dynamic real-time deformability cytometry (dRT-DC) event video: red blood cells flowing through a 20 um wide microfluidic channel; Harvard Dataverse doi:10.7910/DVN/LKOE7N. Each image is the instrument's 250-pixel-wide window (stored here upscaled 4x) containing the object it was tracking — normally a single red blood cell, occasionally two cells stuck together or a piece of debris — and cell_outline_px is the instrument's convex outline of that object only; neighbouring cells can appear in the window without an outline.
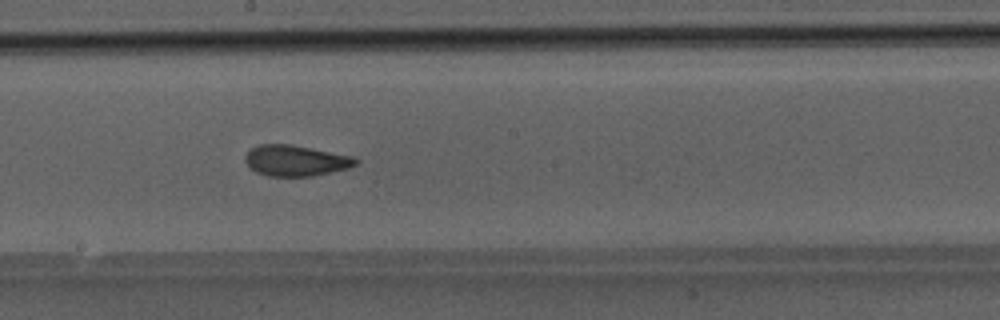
{"species": "Egyptian fruit bat (a non-hibernating species)", "species_latin": "Rousettus aegyptiacus", "temperature_condition": "room temperature", "stored_images_in_passage": 25, "camera_frame_rate_fps": 3000, "um_per_image_px": 0.085, "animal": {"sex": "male"}, "frame": {"image": 1, "passage_image": 15, "time_ms": 4.667, "image_size_px": [1000, 320], "cell_outline_px": [[360, 160], [356, 164], [348, 168], [312, 176], [268, 176], [256, 172], [244, 160], [244, 156], [252, 148], [260, 144], [288, 144], [352, 156]], "centroid_in_image_um": [25.12, 13.65], "position_along_channel_um": 223.1, "area_um2": 19.59}}